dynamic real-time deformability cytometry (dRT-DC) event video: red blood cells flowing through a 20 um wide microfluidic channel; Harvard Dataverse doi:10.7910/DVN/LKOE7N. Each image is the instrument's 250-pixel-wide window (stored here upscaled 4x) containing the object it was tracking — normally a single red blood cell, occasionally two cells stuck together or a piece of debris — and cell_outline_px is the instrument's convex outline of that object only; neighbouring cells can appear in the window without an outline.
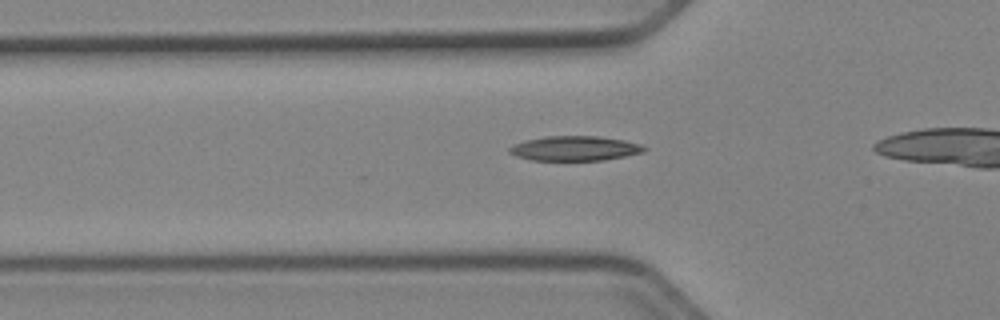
{"species": "Egyptian fruit bat (a non-hibernating species)", "species_latin": "Rousettus aegyptiacus", "temperature_condition": "cold", "stored_images_in_passage": 31, "camera_frame_rate_fps": 3000, "um_per_image_px": 0.085, "animal": {"sex": "female"}, "frame": {"image": 1, "passage_image": 7, "time_ms": 2.0, "image_size_px": [1000, 320], "cell_outline_px": [[648, 148], [644, 152], [604, 160], [532, 160], [516, 156], [508, 152], [508, 148], [512, 144], [524, 140], [544, 136], [600, 136], [624, 140], [640, 144]], "centroid_in_image_um": [48.83, 12.6], "position_along_channel_um": 77.0, "area_um2": 19.54}}
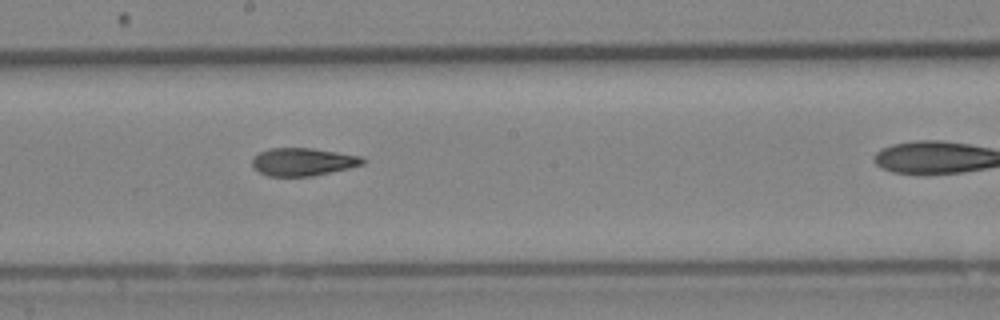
{"frame": {"image": 2, "passage_image": 18, "time_ms": 5.667, "image_size_px": [1000, 320], "cell_outline_px": [[368, 160], [364, 164], [348, 168], [312, 176], [268, 176], [252, 168], [252, 160], [260, 152], [268, 148], [312, 148], [360, 156]], "centroid_in_image_um": [25.75, 13.75], "position_along_channel_um": 222.5, "area_um2": 17.86}}
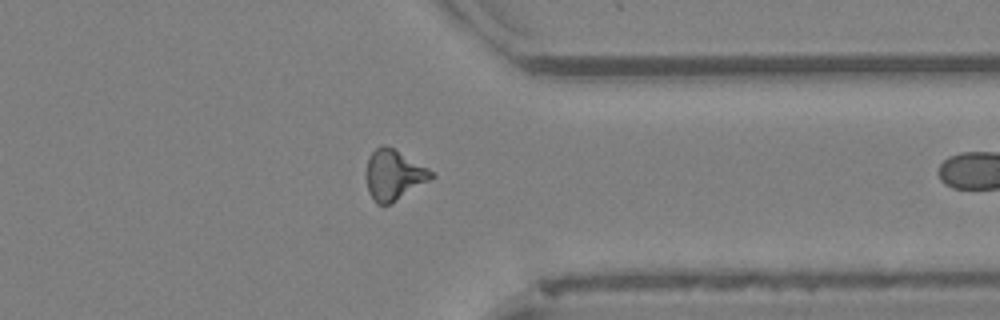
{"frame": {"image": 3, "passage_image": 30, "time_ms": 9.667, "image_size_px": [1000, 320], "cell_outline_px": [[436, 176], [388, 204], [376, 204], [368, 192], [364, 176], [364, 172], [368, 160], [372, 152], [380, 144], [384, 144], [392, 148], [428, 168]], "centroid_in_image_um": [33.4, 14.85], "position_along_channel_um": 378.0, "area_um2": 18.84}}